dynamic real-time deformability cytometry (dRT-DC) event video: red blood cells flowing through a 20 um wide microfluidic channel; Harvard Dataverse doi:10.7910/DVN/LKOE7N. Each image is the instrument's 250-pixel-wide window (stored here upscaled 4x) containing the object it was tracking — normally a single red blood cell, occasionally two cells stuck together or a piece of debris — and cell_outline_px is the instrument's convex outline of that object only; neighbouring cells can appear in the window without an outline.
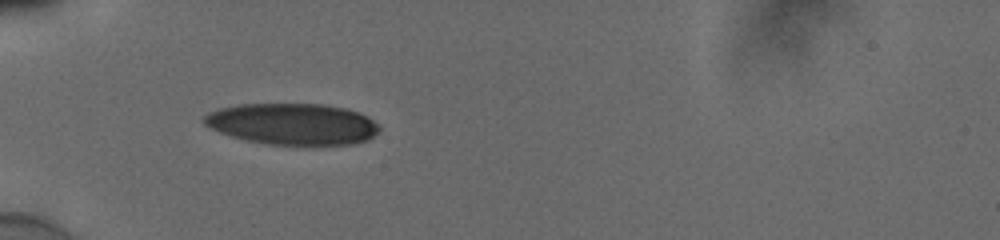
{"species": "human", "species_latin": "Homo sapiens", "temperature_condition": "cold", "stored_images_in_passage": 37, "camera_frame_rate_fps": 3000, "um_per_image_px": 0.085, "donor": {"sex": "male"}, "frame": {"image": 1, "passage_image": 1, "time_ms": 0.0, "image_size_px": [1000, 240], "cell_outline_px": [[380, 128], [368, 140], [356, 144], [268, 144], [248, 140], [232, 136], [220, 132], [204, 124], [204, 116], [208, 112], [220, 108], [240, 104], [324, 104], [348, 108], [360, 112], [368, 116]], "centroid_in_image_um": [24.89, 10.52], "position_along_channel_um": 60.1, "area_um2": 42.02}}
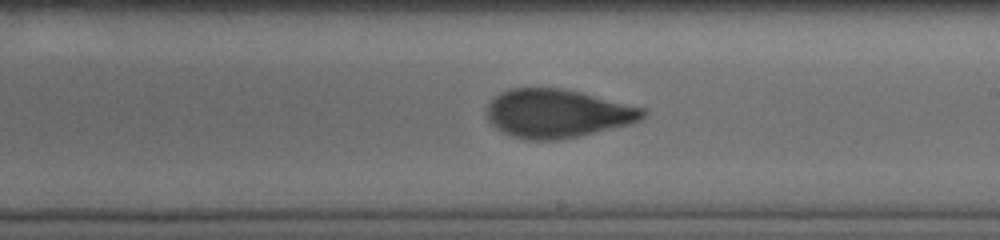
{"frame": {"image": 2, "passage_image": 16, "time_ms": 5.0, "image_size_px": [1000, 240], "cell_outline_px": [[648, 112], [640, 120], [628, 124], [560, 140], [528, 140], [512, 136], [496, 128], [484, 116], [484, 112], [488, 104], [500, 92], [512, 88], [560, 88], [580, 92], [644, 108]], "centroid_in_image_um": [47.32, 9.64], "position_along_channel_um": 241.7, "area_um2": 43.93}}
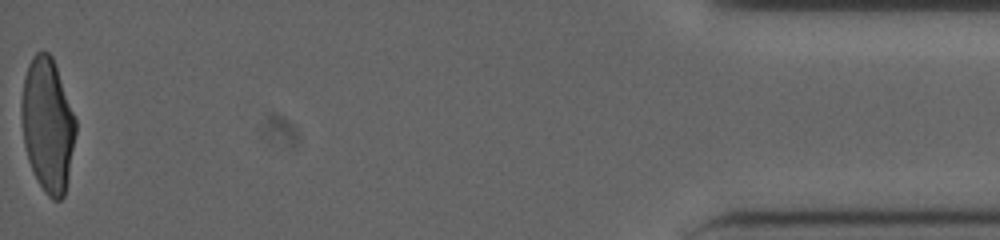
{"frame": {"image": 3, "passage_image": 37, "time_ms": 12.0, "image_size_px": [1000, 240], "cell_outline_px": [[76, 132], [68, 176], [64, 196], [60, 200], [52, 200], [44, 192], [28, 160], [24, 144], [20, 116], [20, 100], [24, 76], [28, 64], [32, 56], [36, 52], [48, 52], [52, 56], [76, 120]], "centroid_in_image_um": [4.02, 10.6], "position_along_channel_um": 431.2, "area_um2": 42.19}, "authors_computed_cell_mechanics": {"area_um2": 43.35, "velocity_mm_per_s": 3.874, "shape_relaxation_time_tau1_ms": 5.5452, "shape_relaxation_time_tau2_ms": 1.0185, "deformation_change_tau1": 0.2072, "deformation_change_tau2": 0.071}}